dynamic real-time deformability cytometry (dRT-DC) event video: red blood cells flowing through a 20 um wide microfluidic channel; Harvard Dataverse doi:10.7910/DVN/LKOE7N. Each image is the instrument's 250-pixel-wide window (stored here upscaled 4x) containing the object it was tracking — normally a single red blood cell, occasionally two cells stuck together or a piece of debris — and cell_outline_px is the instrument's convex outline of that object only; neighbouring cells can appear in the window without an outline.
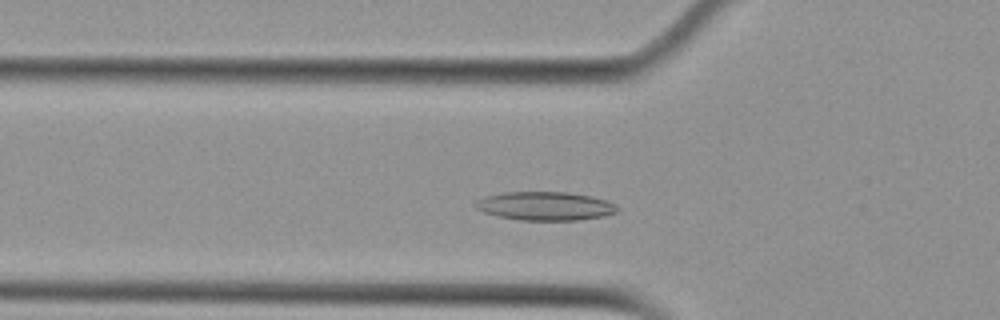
{"species": "Egyptian fruit bat (a non-hibernating species)", "species_latin": "Rousettus aegyptiacus", "temperature_condition": "cold", "stored_images_in_passage": 47, "camera_frame_rate_fps": 3000, "um_per_image_px": 0.085, "animal": {"sex": "female"}, "frame": {"image": 1, "passage_image": 10, "time_ms": 3.0, "image_size_px": [1000, 320], "cell_outline_px": [[620, 208], [616, 212], [604, 216], [576, 220], [520, 220], [496, 216], [484, 212], [476, 208], [472, 204], [488, 196], [504, 192], [568, 192], [592, 196], [616, 204]], "centroid_in_image_um": [46.36, 17.51], "position_along_channel_um": 79.4, "area_um2": 23.58}}
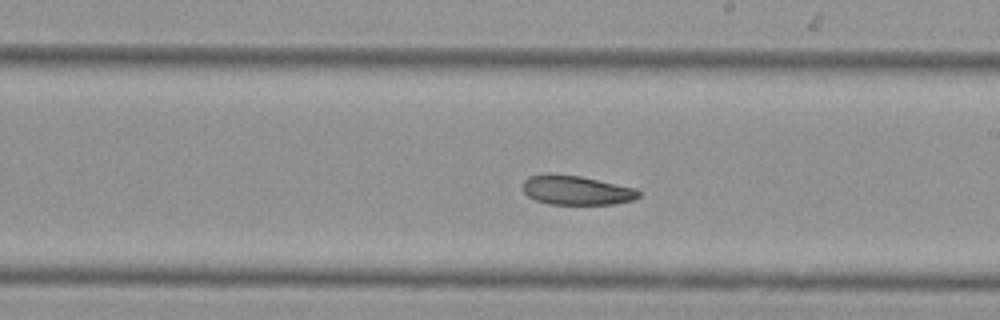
{"frame": {"image": 2, "passage_image": 23, "time_ms": 7.333, "image_size_px": [1000, 320], "cell_outline_px": [[640, 196], [632, 200], [612, 204], [548, 204], [536, 200], [528, 196], [520, 188], [524, 180], [528, 176], [544, 172], [548, 172], [580, 176], [636, 188], [640, 192]], "centroid_in_image_um": [48.92, 16.14], "position_along_channel_um": 240.1, "area_um2": 20.11}}
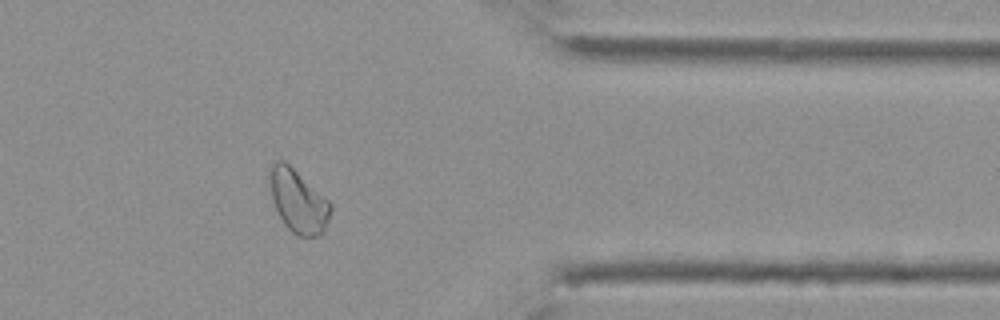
{"frame": {"image": 3, "passage_image": 36, "time_ms": 11.667, "image_size_px": [1000, 320], "cell_outline_px": [[332, 208], [324, 232], [316, 236], [296, 236], [284, 224], [272, 200], [268, 168], [276, 160], [284, 160], [328, 200], [332, 204]], "centroid_in_image_um": [25.33, 17.09], "position_along_channel_um": 386.1, "area_um2": 22.2}, "authors_computed_cell_mechanics": {"area_um2": 21.8484, "velocity_mm_per_s": 3.7057, "shape_relaxation_time_tau1_ms": 5.11, "shape_relaxation_time_tau2_ms": 10.9257, "deformation_change_tau1": 0.14, "deformation_change_tau2": 0.1842}}